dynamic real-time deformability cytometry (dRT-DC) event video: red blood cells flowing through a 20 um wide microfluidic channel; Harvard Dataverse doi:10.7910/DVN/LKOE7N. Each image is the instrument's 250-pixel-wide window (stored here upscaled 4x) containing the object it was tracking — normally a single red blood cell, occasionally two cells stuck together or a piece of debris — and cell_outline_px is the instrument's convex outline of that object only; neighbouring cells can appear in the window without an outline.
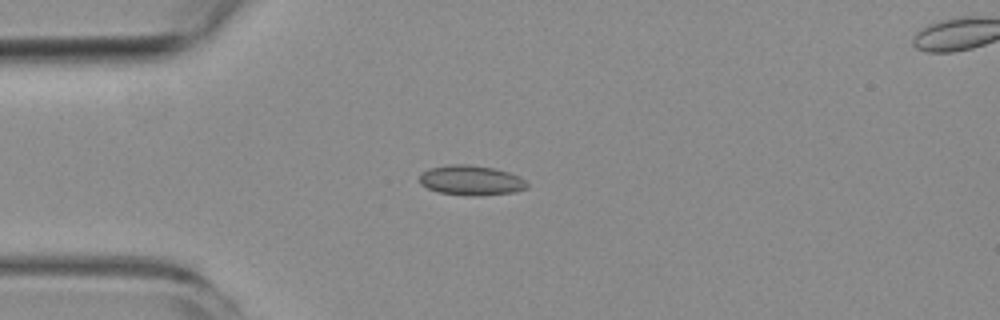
{"species": "common noctule bat (a hibernating species)", "species_latin": "Nyctalus noctula", "temperature_condition": "room temperature", "stored_images_in_passage": 5, "camera_frame_rate_fps": 3000, "um_per_image_px": 0.085, "animal": {"sex": "female", "body_mass_g": 19.3, "forearm_length_mm": 54.1}, "frame": {"image": 1, "passage_image": 4, "time_ms": 3.333, "image_size_px": [1000, 320], "cell_outline_px": [[528, 188], [516, 192], [472, 196], [440, 192], [428, 188], [420, 184], [420, 176], [428, 168], [452, 164], [468, 164], [492, 168], [508, 172], [520, 176], [528, 184]], "centroid_in_image_um": [40.07, 15.32], "position_along_channel_um": 44.9, "area_um2": 18.61}}